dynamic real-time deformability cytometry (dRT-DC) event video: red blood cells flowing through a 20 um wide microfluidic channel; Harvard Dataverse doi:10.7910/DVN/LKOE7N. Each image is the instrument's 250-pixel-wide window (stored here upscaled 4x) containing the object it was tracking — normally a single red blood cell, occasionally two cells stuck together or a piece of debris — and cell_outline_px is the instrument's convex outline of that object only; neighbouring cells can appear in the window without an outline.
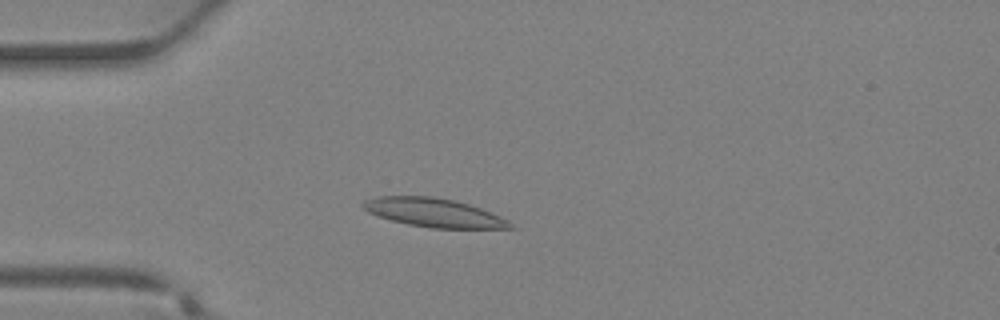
{"species": "Egyptian fruit bat (a non-hibernating species)", "species_latin": "Rousettus aegyptiacus", "temperature_condition": "warm", "stored_images_in_passage": 24, "camera_frame_rate_fps": 3000, "um_per_image_px": 0.085, "animal": {"sex": "female"}, "frame": {"image": 1, "passage_image": 1, "time_ms": 0.0, "image_size_px": [1000, 320], "cell_outline_px": [[516, 228], [432, 228], [408, 224], [392, 220], [368, 212], [360, 204], [364, 200], [376, 196], [432, 196], [456, 200], [480, 208], [500, 216], [508, 220]], "centroid_in_image_um": [36.87, 18.06], "position_along_channel_um": 48.1, "area_um2": 24.51}}
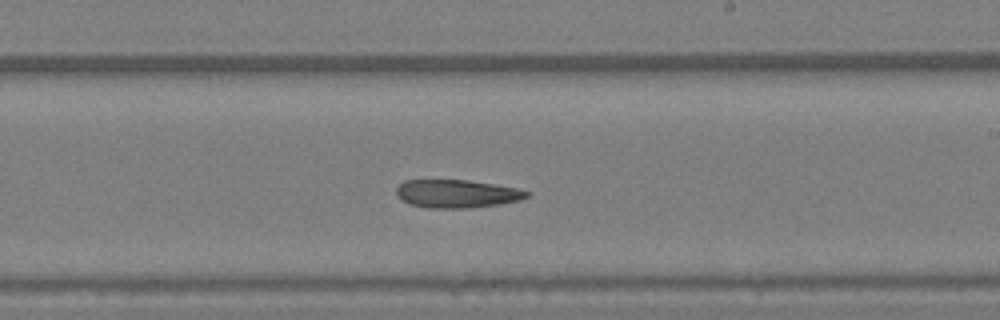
{"frame": {"image": 2, "passage_image": 13, "time_ms": 4.0, "image_size_px": [1000, 320], "cell_outline_px": [[532, 192], [528, 196], [520, 200], [496, 204], [464, 208], [428, 208], [408, 204], [400, 200], [396, 196], [396, 188], [404, 180], [468, 180], [520, 188]], "centroid_in_image_um": [38.8, 16.46], "position_along_channel_um": 250.2, "area_um2": 21.5}}
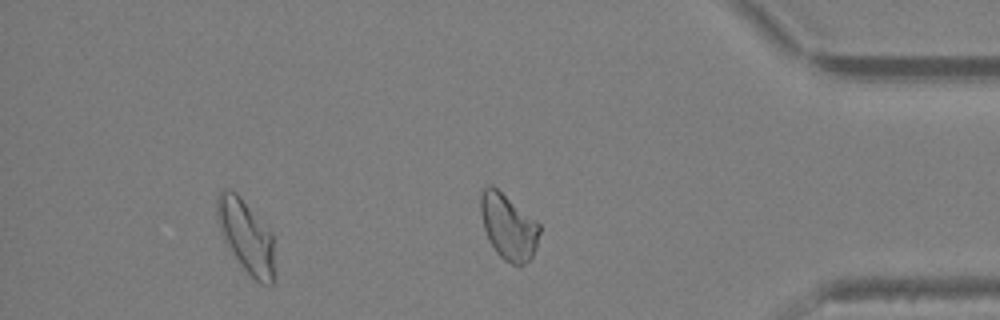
{"frame": {"image": 3, "passage_image": 22, "time_ms": 7.0, "image_size_px": [1000, 320], "cell_outline_px": [[272, 284], [260, 284], [244, 268], [232, 252], [224, 236], [216, 216], [216, 200], [220, 192], [224, 188], [236, 192], [240, 196], [272, 232]], "centroid_in_image_um": [20.9, 20.01], "position_along_channel_um": 414.3, "area_um2": 23.52}}